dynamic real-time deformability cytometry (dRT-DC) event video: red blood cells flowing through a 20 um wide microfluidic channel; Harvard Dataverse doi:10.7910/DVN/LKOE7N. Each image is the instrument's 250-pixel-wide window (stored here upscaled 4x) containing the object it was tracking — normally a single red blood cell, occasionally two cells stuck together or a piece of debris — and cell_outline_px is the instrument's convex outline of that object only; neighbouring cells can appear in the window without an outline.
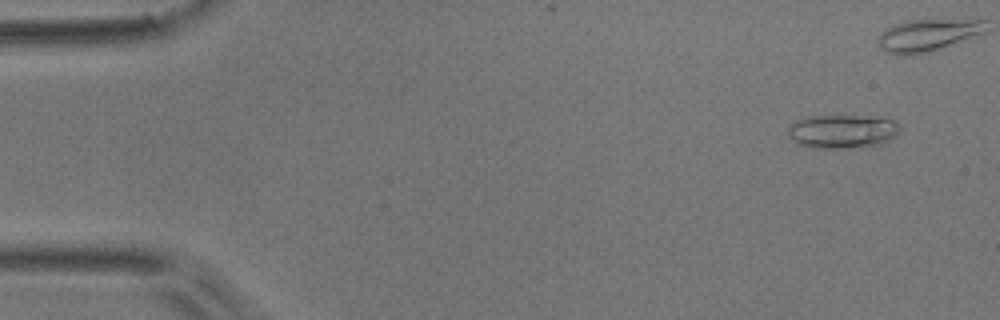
{"species": "common noctule bat (a hibernating species)", "species_latin": "Nyctalus noctula", "temperature_condition": "room temperature", "stored_images_in_passage": 6, "camera_frame_rate_fps": 3000, "um_per_image_px": 0.085, "animal": {"sex": "male", "body_mass_g": 17.9}, "frame": {"image": 1, "passage_image": 6, "time_ms": 1.667, "image_size_px": [1000, 320], "cell_outline_px": [[900, 132], [880, 144], [840, 148], [816, 148], [796, 144], [788, 136], [788, 128], [796, 120], [808, 116], [864, 116], [896, 120], [900, 124]], "centroid_in_image_um": [71.57, 11.16], "position_along_channel_um": 13.4, "area_um2": 21.85}}